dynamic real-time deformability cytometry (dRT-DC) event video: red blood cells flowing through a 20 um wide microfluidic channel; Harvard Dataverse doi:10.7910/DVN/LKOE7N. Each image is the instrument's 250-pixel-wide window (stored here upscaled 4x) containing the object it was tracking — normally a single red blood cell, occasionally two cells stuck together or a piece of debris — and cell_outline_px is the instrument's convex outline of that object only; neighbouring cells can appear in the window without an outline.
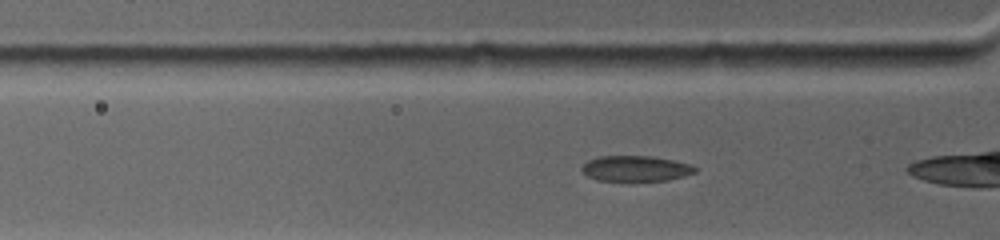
{"species": "common noctule bat (a hibernating species)", "species_latin": "Nyctalus noctula", "temperature_condition": "warm", "stored_images_in_passage": 7, "camera_frame_rate_fps": 4500, "um_per_image_px": 0.085, "animal": {"sex": "female", "body_mass_g": 19.0, "forearm_length_mm": 53.3}, "frame": {"image": 1, "passage_image": 4, "time_ms": 0.889, "image_size_px": [1000, 240], "cell_outline_px": [[696, 172], [684, 176], [668, 180], [636, 184], [596, 180], [588, 176], [580, 168], [588, 160], [596, 156], [652, 156], [692, 164], [696, 168]], "centroid_in_image_um": [54.02, 14.37], "position_along_channel_um": 71.8, "area_um2": 17.8}}